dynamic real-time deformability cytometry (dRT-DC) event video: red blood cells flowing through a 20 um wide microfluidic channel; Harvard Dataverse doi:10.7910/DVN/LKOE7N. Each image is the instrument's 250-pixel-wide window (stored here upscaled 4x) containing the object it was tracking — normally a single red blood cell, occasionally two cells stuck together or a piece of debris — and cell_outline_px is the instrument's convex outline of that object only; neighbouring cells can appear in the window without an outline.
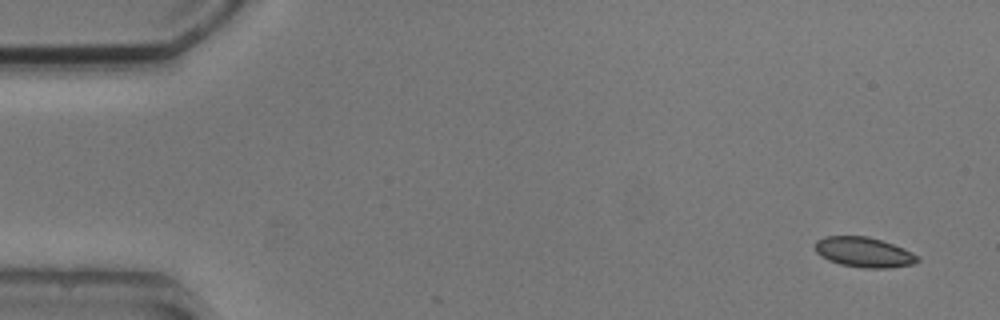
{"species": "common noctule bat (a hibernating species)", "species_latin": "Nyctalus noctula", "temperature_condition": "cold", "stored_images_in_passage": 4, "camera_frame_rate_fps": 3000, "um_per_image_px": 0.085, "animal": {"sex": "male", "body_mass_g": 20.5, "forearm_length_mm": 52.5}, "frame": {"image": 1, "passage_image": 1, "time_ms": 0.0, "image_size_px": [1000, 320], "cell_outline_px": [[920, 260], [916, 264], [888, 268], [864, 268], [840, 264], [828, 260], [820, 256], [816, 252], [812, 244], [816, 240], [824, 236], [868, 236], [904, 248], [912, 252]], "centroid_in_image_um": [73.39, 21.44], "position_along_channel_um": 11.6, "area_um2": 18.15}}
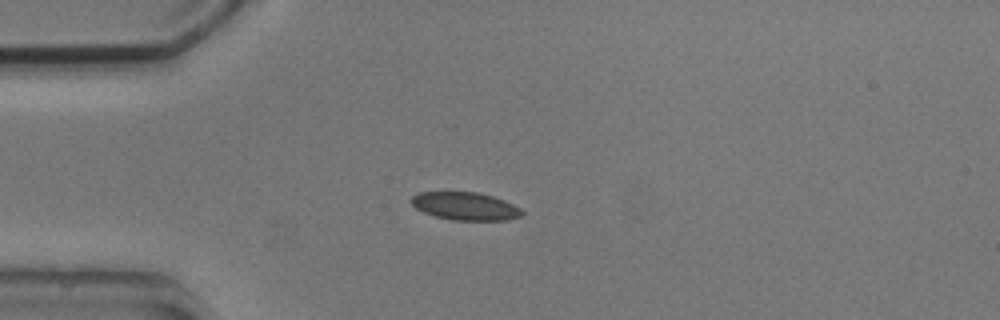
{"frame": {"image": 2, "passage_image": 4, "time_ms": 3.667, "image_size_px": [1000, 320], "cell_outline_px": [[524, 212], [520, 216], [508, 220], [452, 220], [436, 216], [424, 212], [416, 208], [408, 200], [412, 196], [420, 192], [480, 192], [504, 200], [520, 208]], "centroid_in_image_um": [39.53, 17.52], "position_along_channel_um": 45.5, "area_um2": 17.98}}